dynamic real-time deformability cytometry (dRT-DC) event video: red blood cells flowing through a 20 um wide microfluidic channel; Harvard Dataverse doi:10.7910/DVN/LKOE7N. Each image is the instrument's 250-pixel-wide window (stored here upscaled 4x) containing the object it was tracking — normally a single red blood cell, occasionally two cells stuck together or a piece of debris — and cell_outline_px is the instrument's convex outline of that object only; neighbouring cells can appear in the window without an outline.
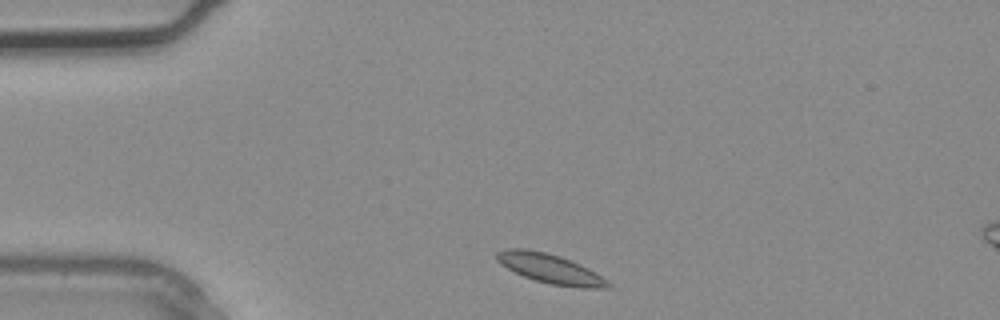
{"species": "common noctule bat (a hibernating species)", "species_latin": "Nyctalus noctula", "temperature_condition": "warm", "stored_images_in_passage": 2, "camera_frame_rate_fps": 3000, "um_per_image_px": 0.085, "animal": {"sex": "male", "body_mass_g": 20.4}, "frame": {"image": 1, "passage_image": 1, "time_ms": 0.0, "image_size_px": [1000, 320], "cell_outline_px": [[612, 288], [580, 288], [552, 284], [536, 280], [524, 276], [500, 264], [496, 260], [496, 252], [504, 248], [528, 248], [548, 252], [560, 256], [580, 264], [596, 272], [608, 280], [612, 284]], "centroid_in_image_um": [46.79, 22.82], "position_along_channel_um": 38.2, "area_um2": 19.31}}